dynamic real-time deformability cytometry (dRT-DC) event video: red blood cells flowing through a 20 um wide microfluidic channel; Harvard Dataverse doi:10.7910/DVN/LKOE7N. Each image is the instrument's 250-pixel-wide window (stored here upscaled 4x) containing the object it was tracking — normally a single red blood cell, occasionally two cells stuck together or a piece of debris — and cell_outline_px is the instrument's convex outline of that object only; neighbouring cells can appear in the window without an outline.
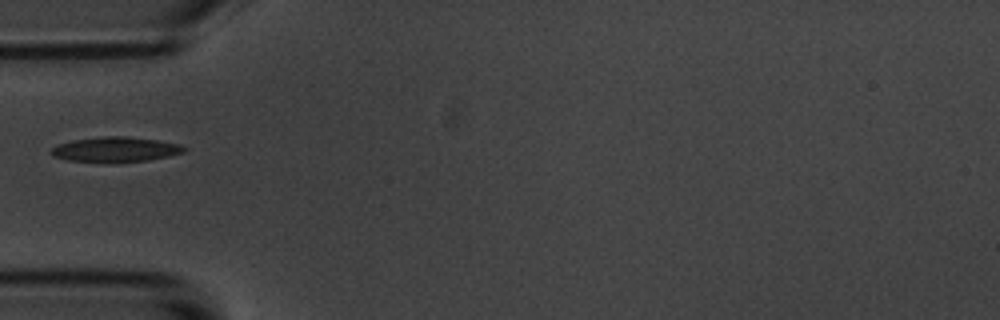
{"species": "common noctule bat (a hibernating species)", "species_latin": "Nyctalus noctula", "temperature_condition": "room temperature", "stored_images_in_passage": 1, "camera_frame_rate_fps": 3000, "um_per_image_px": 0.085, "animal": {"sex": "male", "body_mass_g": 20.1, "forearm_length_mm": 53.5}, "frame": {"image": 1, "passage_image": 1, "time_ms": 0.0, "image_size_px": [1000, 320], "cell_outline_px": [[188, 148], [184, 152], [168, 156], [148, 160], [68, 160], [52, 156], [52, 148], [60, 144], [72, 140], [104, 136], [124, 136], [156, 140], [180, 144]], "centroid_in_image_um": [9.86, 12.66], "position_along_channel_um": 75.1, "area_um2": 18.44}}